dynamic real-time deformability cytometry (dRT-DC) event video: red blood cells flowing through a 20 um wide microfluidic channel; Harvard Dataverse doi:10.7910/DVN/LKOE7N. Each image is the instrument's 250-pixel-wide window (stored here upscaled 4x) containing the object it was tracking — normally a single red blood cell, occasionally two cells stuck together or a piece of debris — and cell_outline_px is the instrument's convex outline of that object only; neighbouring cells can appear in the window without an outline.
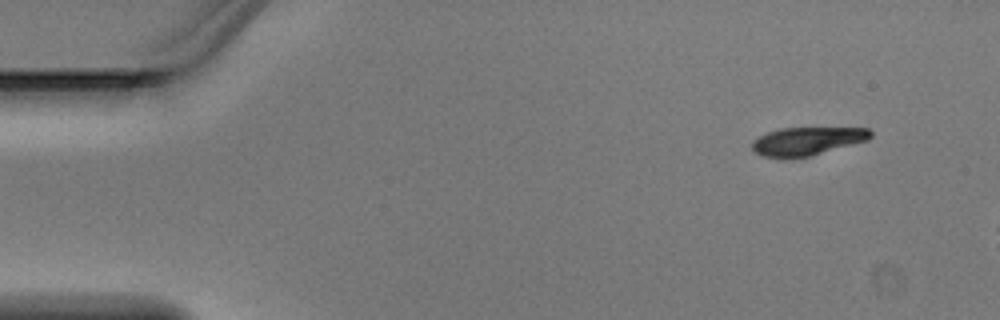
{"species": "Egyptian fruit bat (a non-hibernating species)", "species_latin": "Rousettus aegyptiacus", "temperature_condition": "warm", "stored_images_in_passage": 4, "camera_frame_rate_fps": 3000, "um_per_image_px": 0.085, "animal": {"sex": "male"}, "frame": {"image": 1, "passage_image": 1, "time_ms": 0.0, "image_size_px": [1000, 320], "cell_outline_px": [[872, 136], [868, 140], [808, 156], [764, 156], [756, 152], [752, 148], [752, 140], [768, 132], [780, 128], [868, 128], [872, 132]], "centroid_in_image_um": [68.63, 11.96], "position_along_channel_um": 16.4, "area_um2": 18.84}}